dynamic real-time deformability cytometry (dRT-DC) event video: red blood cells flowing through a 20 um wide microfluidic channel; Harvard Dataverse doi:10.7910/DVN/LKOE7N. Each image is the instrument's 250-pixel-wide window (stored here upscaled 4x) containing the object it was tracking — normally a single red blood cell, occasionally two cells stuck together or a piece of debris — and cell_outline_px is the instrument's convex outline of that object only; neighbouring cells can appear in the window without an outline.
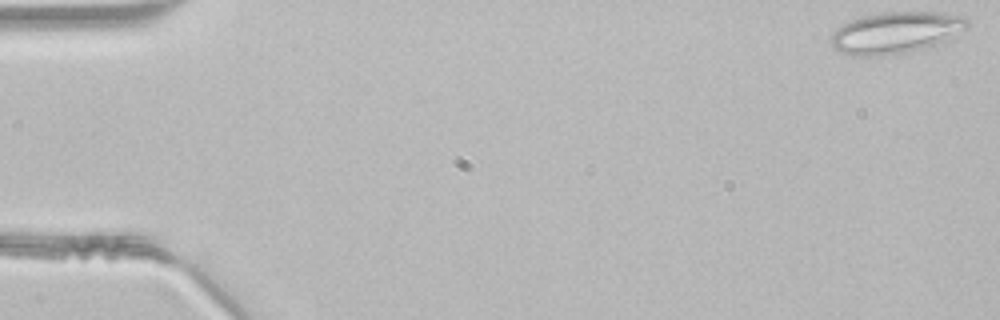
{"species": "common noctule bat (a hibernating species)", "species_latin": "Nyctalus noctula", "temperature_condition": "room temperature", "stored_images_in_passage": 47, "camera_frame_rate_fps": 3000, "um_per_image_px": 0.085, "animal": {"sex": "male", "body_mass_g": 21.5, "forearm_length_mm": 52.0}, "frame": {"image": 1, "passage_image": 1, "time_ms": 0.0, "image_size_px": [1000, 320], "cell_outline_px": [[968, 28], [924, 48], [904, 52], [872, 56], [856, 56], [840, 52], [832, 44], [832, 32], [836, 28], [860, 16], [880, 12], [944, 12], [968, 16]], "centroid_in_image_um": [76.14, 2.73], "position_along_channel_um": 8.9, "area_um2": 32.6}}
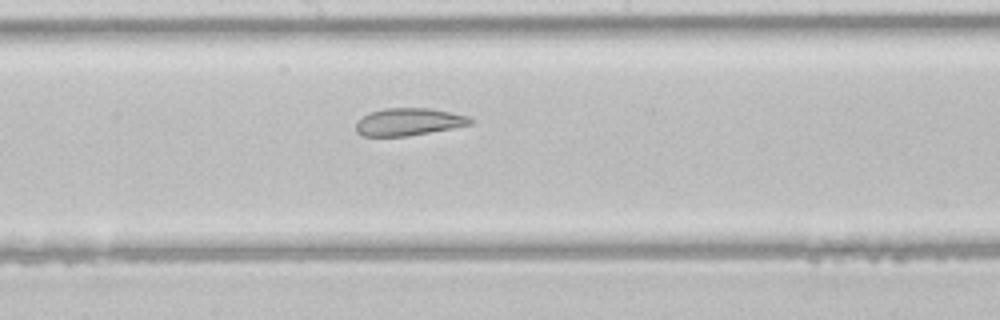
{"frame": {"image": 2, "passage_image": 25, "time_ms": 8.0, "image_size_px": [1000, 320], "cell_outline_px": [[472, 124], [452, 128], [408, 136], [364, 136], [356, 132], [356, 124], [368, 112], [384, 108], [432, 108], [468, 116], [472, 120]], "centroid_in_image_um": [34.73, 10.35], "position_along_channel_um": 213.5, "area_um2": 18.21}}
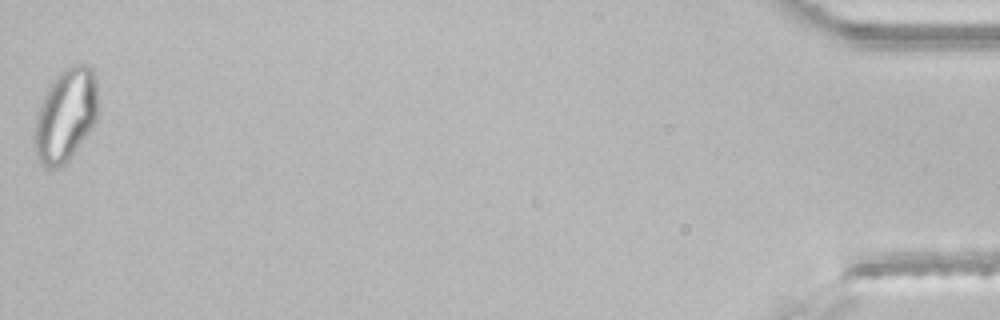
{"frame": {"image": 3, "passage_image": 47, "time_ms": 15.333, "image_size_px": [1000, 320], "cell_outline_px": [[96, 120], [92, 128], [68, 160], [64, 164], [56, 168], [48, 168], [40, 164], [36, 156], [36, 116], [40, 104], [48, 88], [56, 76], [64, 68], [72, 64], [84, 64], [92, 68], [96, 76]], "centroid_in_image_um": [5.59, 9.77], "position_along_channel_um": 429.6, "area_um2": 33.87}}